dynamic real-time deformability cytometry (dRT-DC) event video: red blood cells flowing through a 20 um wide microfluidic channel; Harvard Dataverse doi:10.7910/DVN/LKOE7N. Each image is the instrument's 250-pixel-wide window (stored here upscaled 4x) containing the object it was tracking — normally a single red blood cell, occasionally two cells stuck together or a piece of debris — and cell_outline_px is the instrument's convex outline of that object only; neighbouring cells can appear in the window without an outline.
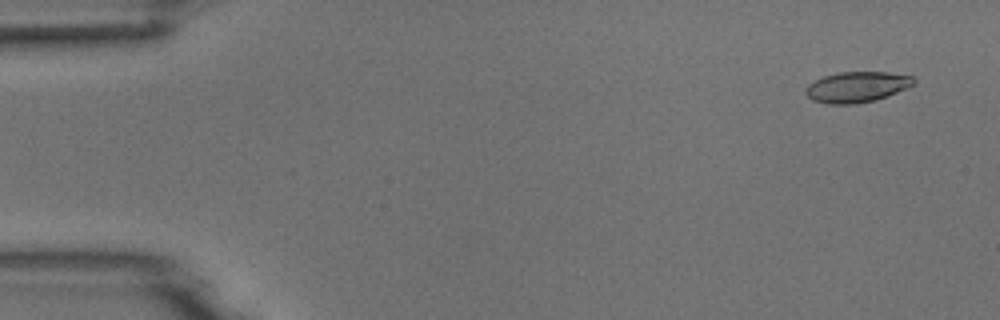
{"species": "common noctule bat (a hibernating species)", "species_latin": "Nyctalus noctula", "temperature_condition": "room temperature", "stored_images_in_passage": 6, "camera_frame_rate_fps": 3000, "um_per_image_px": 0.085, "animal": {"sex": "male", "body_mass_g": 18.8}, "frame": {"image": 1, "passage_image": 1, "time_ms": 0.0, "image_size_px": [1000, 320], "cell_outline_px": [[916, 84], [876, 100], [856, 104], [828, 104], [812, 100], [804, 92], [804, 88], [808, 84], [824, 76], [836, 72], [888, 72], [916, 76]], "centroid_in_image_um": [72.85, 7.39], "position_along_channel_um": 12.2, "area_um2": 19.54}}
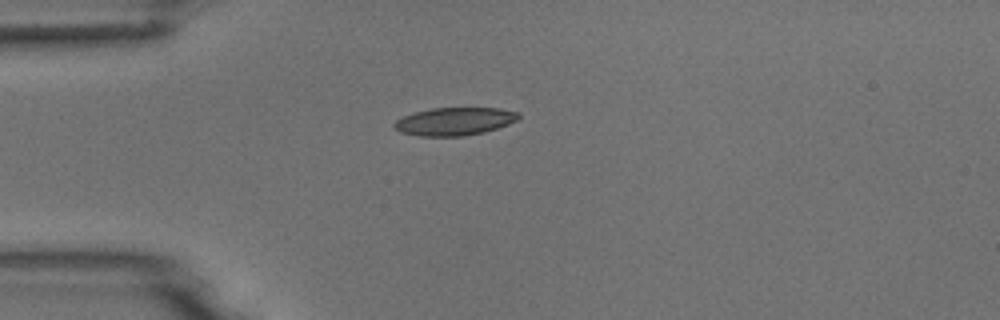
{"frame": {"image": 2, "passage_image": 4, "time_ms": 3.667, "image_size_px": [1000, 320], "cell_outline_px": [[520, 116], [516, 120], [508, 124], [484, 132], [464, 136], [420, 136], [400, 132], [392, 128], [392, 124], [396, 120], [404, 116], [416, 112], [432, 108], [500, 108], [520, 112]], "centroid_in_image_um": [38.62, 10.32], "position_along_channel_um": 46.4, "area_um2": 20.23}}